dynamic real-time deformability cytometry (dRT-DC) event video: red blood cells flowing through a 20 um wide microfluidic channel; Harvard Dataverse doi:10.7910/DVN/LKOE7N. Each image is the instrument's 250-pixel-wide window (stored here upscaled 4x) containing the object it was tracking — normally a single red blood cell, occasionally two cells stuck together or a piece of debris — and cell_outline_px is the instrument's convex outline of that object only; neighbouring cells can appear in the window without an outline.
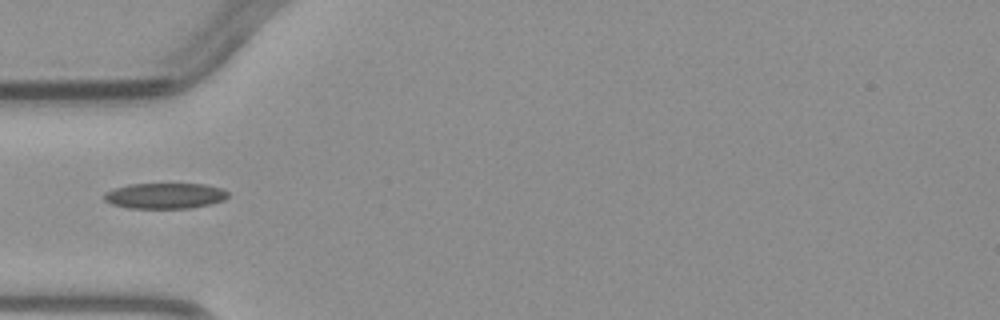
{"species": "common noctule bat (a hibernating species)", "species_latin": "Nyctalus noctula", "temperature_condition": "warm", "stored_images_in_passage": 4, "camera_frame_rate_fps": 3000, "um_per_image_px": 0.085, "animal": {"sex": "male", "body_mass_g": 23.1, "forearm_length_mm": 52.7}, "frame": {"image": 1, "passage_image": 3, "time_ms": 2.333, "image_size_px": [1000, 320], "cell_outline_px": [[228, 196], [224, 200], [208, 204], [188, 208], [128, 208], [112, 204], [104, 200], [104, 192], [128, 184], [204, 184], [220, 188], [228, 192]], "centroid_in_image_um": [13.99, 16.64], "position_along_channel_um": 71.0, "area_um2": 18.38}}
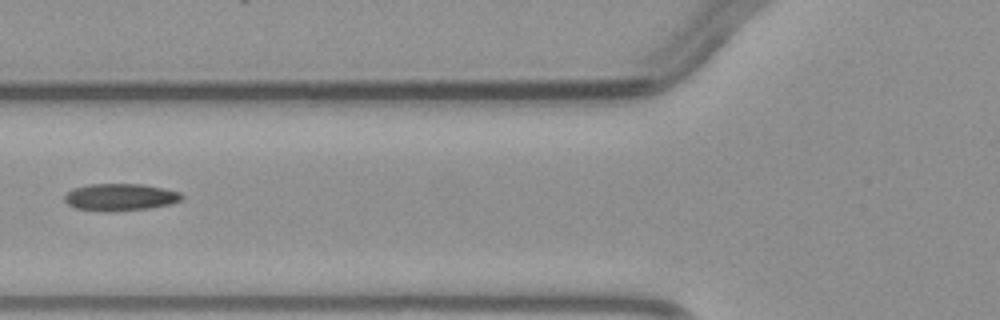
{"frame": {"image": 2, "passage_image": 4, "time_ms": 3.333, "image_size_px": [1000, 320], "cell_outline_px": [[184, 196], [180, 200], [172, 204], [148, 208], [112, 212], [100, 212], [76, 208], [68, 204], [64, 200], [64, 196], [72, 188], [88, 184], [140, 184], [164, 188], [180, 192]], "centroid_in_image_um": [10.2, 16.76], "position_along_channel_um": 115.6, "area_um2": 18.73}}